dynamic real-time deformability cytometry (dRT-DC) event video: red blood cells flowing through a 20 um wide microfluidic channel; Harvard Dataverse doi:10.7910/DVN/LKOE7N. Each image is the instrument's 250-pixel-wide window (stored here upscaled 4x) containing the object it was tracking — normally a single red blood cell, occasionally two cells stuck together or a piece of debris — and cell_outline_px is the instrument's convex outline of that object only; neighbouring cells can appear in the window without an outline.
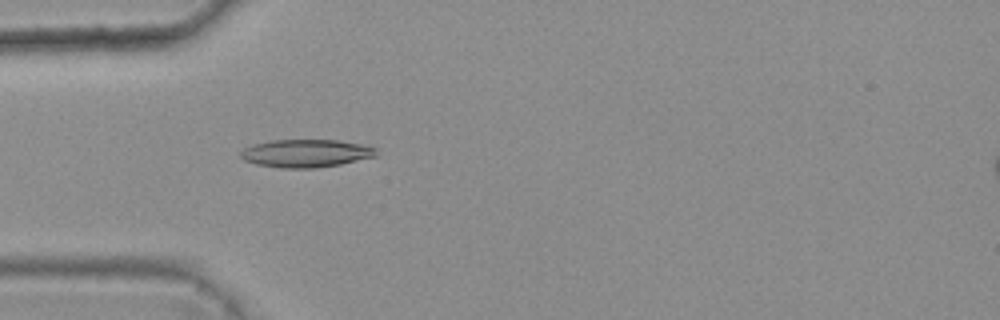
{"species": "common noctule bat (a hibernating species)", "species_latin": "Nyctalus noctula", "temperature_condition": "warm", "stored_images_in_passage": 3, "camera_frame_rate_fps": 3000, "um_per_image_px": 0.085, "animal": {"sex": "female", "body_mass_g": 25.1}, "frame": {"image": 1, "passage_image": 3, "time_ms": 0.667, "image_size_px": [1000, 320], "cell_outline_px": [[376, 156], [340, 164], [312, 168], [280, 168], [256, 164], [244, 160], [240, 156], [240, 152], [244, 148], [252, 144], [272, 140], [336, 140], [360, 144], [376, 148]], "centroid_in_image_um": [25.96, 13.03], "position_along_channel_um": 59.0, "area_um2": 21.91}}